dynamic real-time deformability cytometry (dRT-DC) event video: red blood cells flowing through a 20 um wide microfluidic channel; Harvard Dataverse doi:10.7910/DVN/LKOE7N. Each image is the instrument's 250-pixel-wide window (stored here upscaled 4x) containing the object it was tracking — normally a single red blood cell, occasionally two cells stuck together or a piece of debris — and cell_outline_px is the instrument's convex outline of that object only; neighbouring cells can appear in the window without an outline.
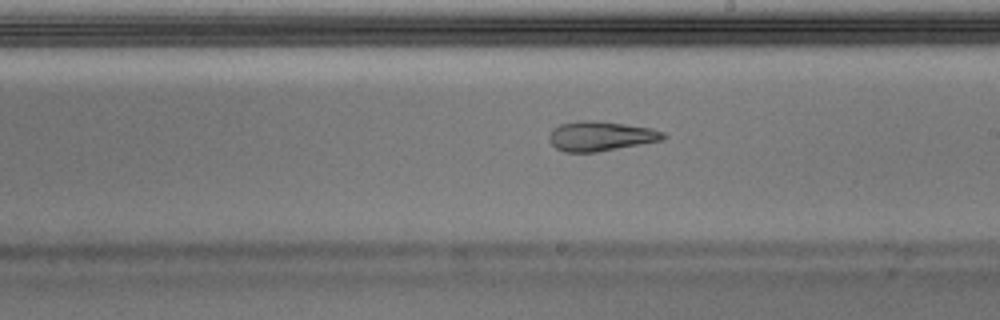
{"species": "Egyptian fruit bat (a non-hibernating species)", "species_latin": "Rousettus aegyptiacus", "temperature_condition": "warm", "stored_images_in_passage": 37, "camera_frame_rate_fps": 3000, "um_per_image_px": 0.085, "animal": {"sex": "male"}, "frame": {"image": 1, "passage_image": 16, "time_ms": 5.0, "image_size_px": [1000, 320], "cell_outline_px": [[668, 136], [664, 140], [596, 152], [564, 152], [556, 148], [548, 140], [548, 136], [552, 128], [560, 124], [580, 120], [596, 120], [652, 128], [664, 132]], "centroid_in_image_um": [51.05, 11.56], "position_along_channel_um": 237.9, "area_um2": 19.94}}
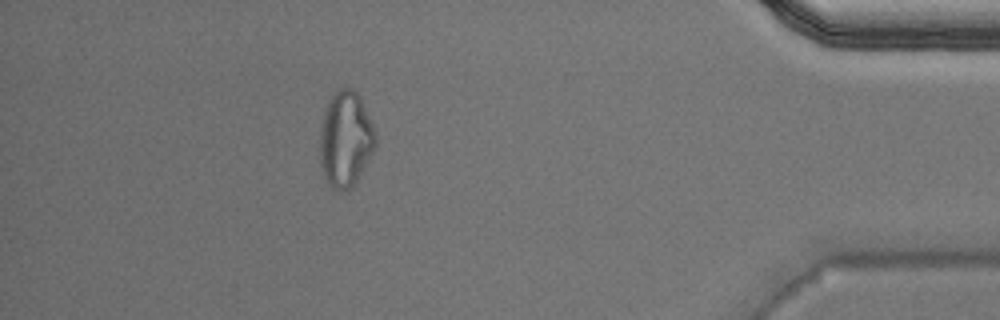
{"frame": {"image": 2, "passage_image": 32, "time_ms": 10.333, "image_size_px": [1000, 320], "cell_outline_px": [[376, 144], [372, 152], [352, 188], [344, 192], [340, 192], [332, 188], [328, 184], [324, 176], [320, 164], [320, 128], [324, 112], [328, 100], [332, 92], [340, 88], [352, 88], [356, 92], [376, 132]], "centroid_in_image_um": [29.34, 11.85], "position_along_channel_um": 405.9, "area_um2": 30.92}, "authors_computed_cell_mechanics": {"area_um2": 20.9814, "velocity_mm_per_s": 4.0051, "shape_relaxation_time_tau1_ms": null, "shape_relaxation_time_tau2_ms": 2.239, "deformation_change_tau1": null, "deformation_change_tau2": 0.1087}}